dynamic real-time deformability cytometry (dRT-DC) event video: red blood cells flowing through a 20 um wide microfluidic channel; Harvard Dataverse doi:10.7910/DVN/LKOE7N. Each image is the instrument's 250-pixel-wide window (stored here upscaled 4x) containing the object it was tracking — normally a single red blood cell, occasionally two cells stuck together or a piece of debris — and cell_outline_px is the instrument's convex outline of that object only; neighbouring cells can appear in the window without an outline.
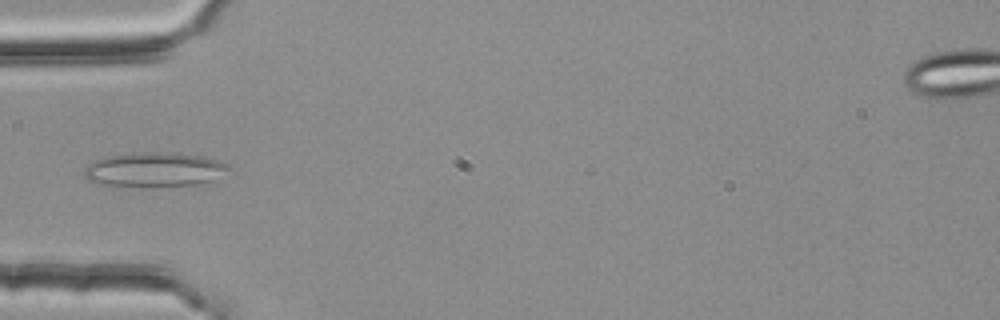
{"species": "common noctule bat (a hibernating species)", "species_latin": "Nyctalus noctula", "temperature_condition": "room temperature", "stored_images_in_passage": 3, "camera_frame_rate_fps": 3000, "um_per_image_px": 0.085, "animal": {"sex": "female", "body_mass_g": 25.1}, "frame": {"image": 1, "passage_image": 3, "time_ms": 0.667, "image_size_px": [1000, 320], "cell_outline_px": [[228, 168], [212, 180], [200, 184], [104, 184], [88, 180], [84, 176], [84, 168], [88, 164], [108, 156], [140, 152], [156, 152], [204, 156], [228, 164]], "centroid_in_image_um": [13.1, 14.37], "position_along_channel_um": 71.9, "area_um2": 27.46}}